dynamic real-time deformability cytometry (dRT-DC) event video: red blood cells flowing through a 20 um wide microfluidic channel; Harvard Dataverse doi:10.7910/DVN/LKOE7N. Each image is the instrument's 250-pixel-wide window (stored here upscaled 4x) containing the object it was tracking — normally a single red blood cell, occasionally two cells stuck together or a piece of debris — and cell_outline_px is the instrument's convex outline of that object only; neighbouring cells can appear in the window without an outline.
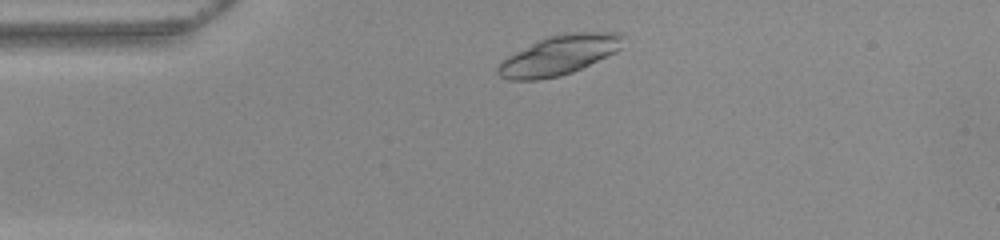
{"species": "common noctule bat (a hibernating species)", "species_latin": "Nyctalus noctula", "temperature_condition": "warm", "stored_images_in_passage": 44, "camera_frame_rate_fps": 3000, "um_per_image_px": 0.085, "animal": {"sex": "female", "body_mass_g": 22.0, "forearm_length_mm": 56.7}, "frame": {"image": 1, "passage_image": 3, "time_ms": 0.667, "image_size_px": [1000, 240], "cell_outline_px": [[624, 36], [620, 48], [616, 52], [572, 72], [560, 76], [536, 80], [508, 80], [500, 76], [496, 72], [496, 68], [508, 56], [536, 40], [544, 36], [564, 32], [620, 32]], "centroid_in_image_um": [47.51, 4.67], "position_along_channel_um": 37.5, "area_um2": 29.02}}
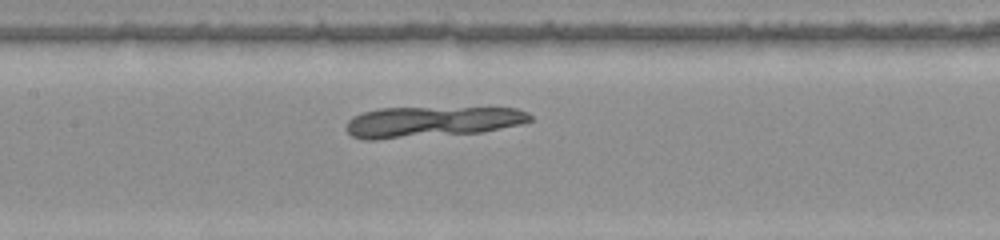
{"frame": {"image": 2, "passage_image": 16, "time_ms": 5.0, "image_size_px": [1000, 240], "cell_outline_px": [[532, 120], [520, 124], [484, 132], [376, 140], [364, 140], [352, 136], [344, 128], [348, 120], [352, 116], [364, 112], [380, 108], [516, 108], [528, 112], [532, 116]], "centroid_in_image_um": [36.66, 10.36], "position_along_channel_um": 170.7, "area_um2": 33.18}}
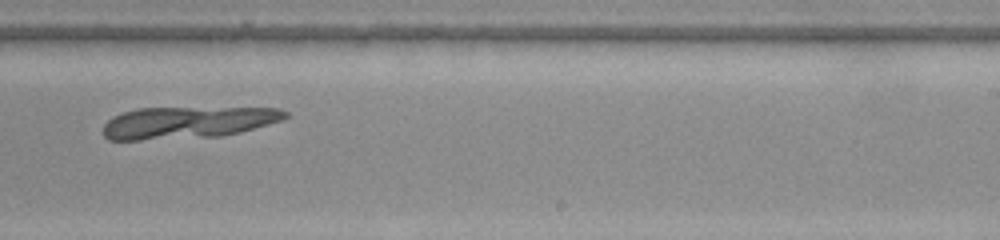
{"frame": {"image": 3, "passage_image": 24, "time_ms": 7.667, "image_size_px": [1000, 240], "cell_outline_px": [[288, 116], [284, 120], [240, 132], [220, 136], [140, 140], [108, 140], [104, 136], [104, 124], [112, 116], [136, 108], [280, 108], [288, 112]], "centroid_in_image_um": [15.95, 10.41], "position_along_channel_um": 273.1, "area_um2": 33.87}}